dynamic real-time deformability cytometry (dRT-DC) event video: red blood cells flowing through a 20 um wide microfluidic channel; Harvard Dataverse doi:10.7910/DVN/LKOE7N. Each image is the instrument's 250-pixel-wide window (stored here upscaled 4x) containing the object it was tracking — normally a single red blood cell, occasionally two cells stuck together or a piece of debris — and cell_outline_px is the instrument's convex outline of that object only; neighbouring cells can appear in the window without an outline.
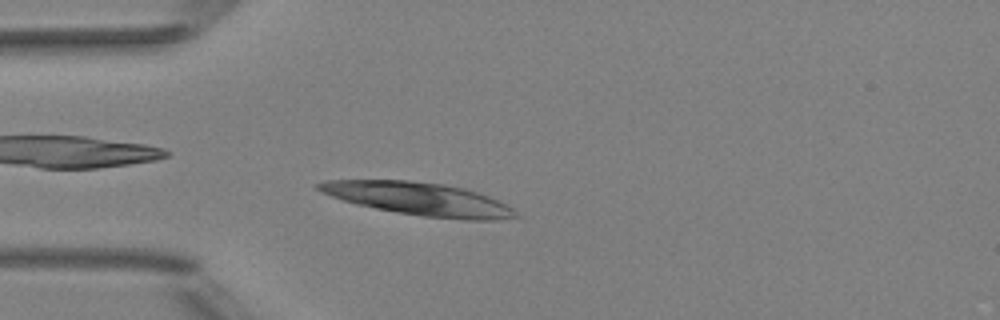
{"species": "Egyptian fruit bat (a non-hibernating species)", "species_latin": "Rousettus aegyptiacus", "temperature_condition": "room temperature", "stored_images_in_passage": 5, "camera_frame_rate_fps": 3000, "um_per_image_px": 0.085, "animal": {"sex": "female"}, "frame": {"image": 1, "passage_image": 5, "time_ms": 1.333, "image_size_px": [1000, 320], "cell_outline_px": [[524, 216], [500, 220], [464, 220], [424, 216], [396, 212], [356, 204], [332, 196], [316, 188], [312, 184], [324, 180], [408, 180], [444, 184], [464, 188], [488, 196], [512, 208]], "centroid_in_image_um": [35.63, 16.91], "position_along_channel_um": 49.4, "area_um2": 37.74}}